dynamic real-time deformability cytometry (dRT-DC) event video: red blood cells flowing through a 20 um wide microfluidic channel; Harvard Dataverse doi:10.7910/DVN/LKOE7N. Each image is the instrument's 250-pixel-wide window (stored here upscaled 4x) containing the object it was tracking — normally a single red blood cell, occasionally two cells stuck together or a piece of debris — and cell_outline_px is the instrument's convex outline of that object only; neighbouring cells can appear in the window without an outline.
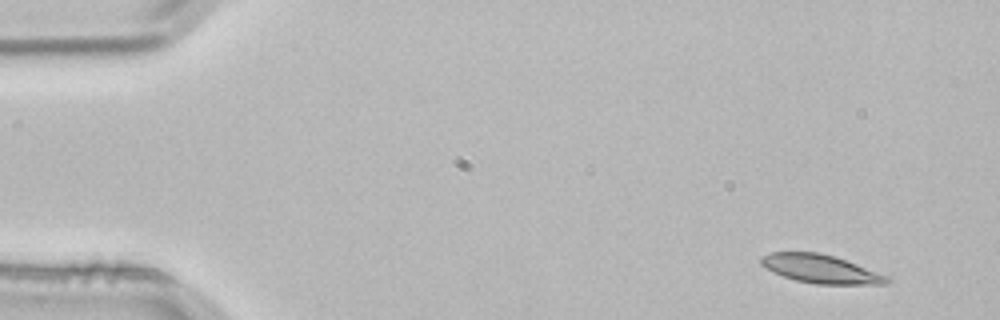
{"species": "common noctule bat (a hibernating species)", "species_latin": "Nyctalus noctula", "temperature_condition": "room temperature", "stored_images_in_passage": 3, "camera_frame_rate_fps": 3000, "um_per_image_px": 0.085, "animal": {"sex": "male", "body_mass_g": 21.5, "forearm_length_mm": 52.0}, "frame": {"image": 1, "passage_image": 1, "time_ms": 0.0, "image_size_px": [1000, 320], "cell_outline_px": [[892, 280], [884, 284], [816, 284], [796, 280], [772, 272], [760, 264], [760, 256], [772, 252], [820, 252], [856, 264], [888, 276]], "centroid_in_image_um": [69.72, 22.86], "position_along_channel_um": 15.3, "area_um2": 20.69}}